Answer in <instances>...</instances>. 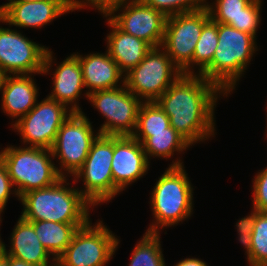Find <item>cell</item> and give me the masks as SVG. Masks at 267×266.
I'll use <instances>...</instances> for the list:
<instances>
[{"label":"cell","mask_w":267,"mask_h":266,"mask_svg":"<svg viewBox=\"0 0 267 266\" xmlns=\"http://www.w3.org/2000/svg\"><path fill=\"white\" fill-rule=\"evenodd\" d=\"M104 225L91 219L78 228L66 250L57 258L61 266H106L115 254L120 240Z\"/></svg>","instance_id":"obj_8"},{"label":"cell","mask_w":267,"mask_h":266,"mask_svg":"<svg viewBox=\"0 0 267 266\" xmlns=\"http://www.w3.org/2000/svg\"><path fill=\"white\" fill-rule=\"evenodd\" d=\"M107 17L120 30L144 40L152 47L162 45L167 16L141 0H123Z\"/></svg>","instance_id":"obj_14"},{"label":"cell","mask_w":267,"mask_h":266,"mask_svg":"<svg viewBox=\"0 0 267 266\" xmlns=\"http://www.w3.org/2000/svg\"><path fill=\"white\" fill-rule=\"evenodd\" d=\"M113 153L114 136L99 134L82 167L73 176L74 183L82 180L84 188L79 191L93 206L107 203L120 194L113 182Z\"/></svg>","instance_id":"obj_6"},{"label":"cell","mask_w":267,"mask_h":266,"mask_svg":"<svg viewBox=\"0 0 267 266\" xmlns=\"http://www.w3.org/2000/svg\"><path fill=\"white\" fill-rule=\"evenodd\" d=\"M105 18L112 30L106 36L107 51L120 70L126 74L144 59L152 46L140 38L123 32L107 16Z\"/></svg>","instance_id":"obj_21"},{"label":"cell","mask_w":267,"mask_h":266,"mask_svg":"<svg viewBox=\"0 0 267 266\" xmlns=\"http://www.w3.org/2000/svg\"><path fill=\"white\" fill-rule=\"evenodd\" d=\"M67 180L62 177L49 187L23 194L19 198L24 207L20 216L27 221L87 223L94 206Z\"/></svg>","instance_id":"obj_2"},{"label":"cell","mask_w":267,"mask_h":266,"mask_svg":"<svg viewBox=\"0 0 267 266\" xmlns=\"http://www.w3.org/2000/svg\"><path fill=\"white\" fill-rule=\"evenodd\" d=\"M2 222V216L0 214V223ZM1 225V224H0ZM1 236H0V255L3 254V251H4V242L1 240Z\"/></svg>","instance_id":"obj_37"},{"label":"cell","mask_w":267,"mask_h":266,"mask_svg":"<svg viewBox=\"0 0 267 266\" xmlns=\"http://www.w3.org/2000/svg\"><path fill=\"white\" fill-rule=\"evenodd\" d=\"M53 53L16 29L0 26V70L5 75L48 74Z\"/></svg>","instance_id":"obj_9"},{"label":"cell","mask_w":267,"mask_h":266,"mask_svg":"<svg viewBox=\"0 0 267 266\" xmlns=\"http://www.w3.org/2000/svg\"><path fill=\"white\" fill-rule=\"evenodd\" d=\"M149 165L142 144L133 136H114L111 169L114 186L120 192L146 175Z\"/></svg>","instance_id":"obj_15"},{"label":"cell","mask_w":267,"mask_h":266,"mask_svg":"<svg viewBox=\"0 0 267 266\" xmlns=\"http://www.w3.org/2000/svg\"><path fill=\"white\" fill-rule=\"evenodd\" d=\"M33 74L6 75L1 90V106L4 113L16 123L37 103L39 88ZM33 78V79H32Z\"/></svg>","instance_id":"obj_18"},{"label":"cell","mask_w":267,"mask_h":266,"mask_svg":"<svg viewBox=\"0 0 267 266\" xmlns=\"http://www.w3.org/2000/svg\"><path fill=\"white\" fill-rule=\"evenodd\" d=\"M70 11L68 0L12 1L0 13V22L9 27L36 29Z\"/></svg>","instance_id":"obj_16"},{"label":"cell","mask_w":267,"mask_h":266,"mask_svg":"<svg viewBox=\"0 0 267 266\" xmlns=\"http://www.w3.org/2000/svg\"><path fill=\"white\" fill-rule=\"evenodd\" d=\"M53 159L51 150L38 147L8 145L0 151L18 200L23 194L49 187L62 178Z\"/></svg>","instance_id":"obj_5"},{"label":"cell","mask_w":267,"mask_h":266,"mask_svg":"<svg viewBox=\"0 0 267 266\" xmlns=\"http://www.w3.org/2000/svg\"><path fill=\"white\" fill-rule=\"evenodd\" d=\"M123 0H68L71 12L82 8L93 7L108 16Z\"/></svg>","instance_id":"obj_32"},{"label":"cell","mask_w":267,"mask_h":266,"mask_svg":"<svg viewBox=\"0 0 267 266\" xmlns=\"http://www.w3.org/2000/svg\"><path fill=\"white\" fill-rule=\"evenodd\" d=\"M91 124L84 112H73L61 125L51 151L53 158L59 161L60 166L56 168L62 177H73L85 162L100 134L94 132Z\"/></svg>","instance_id":"obj_10"},{"label":"cell","mask_w":267,"mask_h":266,"mask_svg":"<svg viewBox=\"0 0 267 266\" xmlns=\"http://www.w3.org/2000/svg\"><path fill=\"white\" fill-rule=\"evenodd\" d=\"M182 159L176 158L158 178L151 191V211L154 221L147 233H160L162 228L178 225L193 214V186Z\"/></svg>","instance_id":"obj_3"},{"label":"cell","mask_w":267,"mask_h":266,"mask_svg":"<svg viewBox=\"0 0 267 266\" xmlns=\"http://www.w3.org/2000/svg\"><path fill=\"white\" fill-rule=\"evenodd\" d=\"M9 2L0 5V13L8 6V4H10L12 2V0H8Z\"/></svg>","instance_id":"obj_39"},{"label":"cell","mask_w":267,"mask_h":266,"mask_svg":"<svg viewBox=\"0 0 267 266\" xmlns=\"http://www.w3.org/2000/svg\"><path fill=\"white\" fill-rule=\"evenodd\" d=\"M54 70L53 90L48 97L64 104L72 112H83L78 102L85 86L78 57L74 53L71 54Z\"/></svg>","instance_id":"obj_19"},{"label":"cell","mask_w":267,"mask_h":266,"mask_svg":"<svg viewBox=\"0 0 267 266\" xmlns=\"http://www.w3.org/2000/svg\"><path fill=\"white\" fill-rule=\"evenodd\" d=\"M144 4L162 11L166 16L191 12L206 7L207 0H141Z\"/></svg>","instance_id":"obj_29"},{"label":"cell","mask_w":267,"mask_h":266,"mask_svg":"<svg viewBox=\"0 0 267 266\" xmlns=\"http://www.w3.org/2000/svg\"><path fill=\"white\" fill-rule=\"evenodd\" d=\"M169 127V117L156 101L142 102L138 111L135 132L166 131Z\"/></svg>","instance_id":"obj_27"},{"label":"cell","mask_w":267,"mask_h":266,"mask_svg":"<svg viewBox=\"0 0 267 266\" xmlns=\"http://www.w3.org/2000/svg\"><path fill=\"white\" fill-rule=\"evenodd\" d=\"M0 266H9V255L5 253L0 255Z\"/></svg>","instance_id":"obj_36"},{"label":"cell","mask_w":267,"mask_h":266,"mask_svg":"<svg viewBox=\"0 0 267 266\" xmlns=\"http://www.w3.org/2000/svg\"><path fill=\"white\" fill-rule=\"evenodd\" d=\"M217 44L218 23L210 18L203 25L201 35L195 46V52L192 58V74L200 75L210 65L217 48ZM196 68H198L197 73L193 70Z\"/></svg>","instance_id":"obj_25"},{"label":"cell","mask_w":267,"mask_h":266,"mask_svg":"<svg viewBox=\"0 0 267 266\" xmlns=\"http://www.w3.org/2000/svg\"><path fill=\"white\" fill-rule=\"evenodd\" d=\"M72 113L70 108L47 96L11 126L25 146L51 150L61 125Z\"/></svg>","instance_id":"obj_13"},{"label":"cell","mask_w":267,"mask_h":266,"mask_svg":"<svg viewBox=\"0 0 267 266\" xmlns=\"http://www.w3.org/2000/svg\"><path fill=\"white\" fill-rule=\"evenodd\" d=\"M174 266H208L206 262L199 258H184L183 260L176 263Z\"/></svg>","instance_id":"obj_34"},{"label":"cell","mask_w":267,"mask_h":266,"mask_svg":"<svg viewBox=\"0 0 267 266\" xmlns=\"http://www.w3.org/2000/svg\"><path fill=\"white\" fill-rule=\"evenodd\" d=\"M261 6L262 0H253L243 9V13L240 16L228 25L239 31L253 35L256 38L257 29L261 23Z\"/></svg>","instance_id":"obj_30"},{"label":"cell","mask_w":267,"mask_h":266,"mask_svg":"<svg viewBox=\"0 0 267 266\" xmlns=\"http://www.w3.org/2000/svg\"><path fill=\"white\" fill-rule=\"evenodd\" d=\"M253 35L218 23V44L210 65L200 74L227 96L236 88L257 49Z\"/></svg>","instance_id":"obj_4"},{"label":"cell","mask_w":267,"mask_h":266,"mask_svg":"<svg viewBox=\"0 0 267 266\" xmlns=\"http://www.w3.org/2000/svg\"><path fill=\"white\" fill-rule=\"evenodd\" d=\"M132 136L142 144L149 162L150 157L167 160L174 152L181 154L192 146L172 126L166 128V131L134 132Z\"/></svg>","instance_id":"obj_23"},{"label":"cell","mask_w":267,"mask_h":266,"mask_svg":"<svg viewBox=\"0 0 267 266\" xmlns=\"http://www.w3.org/2000/svg\"><path fill=\"white\" fill-rule=\"evenodd\" d=\"M5 74L0 70V91L2 90V84L5 78Z\"/></svg>","instance_id":"obj_38"},{"label":"cell","mask_w":267,"mask_h":266,"mask_svg":"<svg viewBox=\"0 0 267 266\" xmlns=\"http://www.w3.org/2000/svg\"><path fill=\"white\" fill-rule=\"evenodd\" d=\"M44 248L52 256V262L66 250L75 231L86 223H58L53 221H30Z\"/></svg>","instance_id":"obj_24"},{"label":"cell","mask_w":267,"mask_h":266,"mask_svg":"<svg viewBox=\"0 0 267 266\" xmlns=\"http://www.w3.org/2000/svg\"><path fill=\"white\" fill-rule=\"evenodd\" d=\"M9 266H35V265L29 264L25 261L9 256Z\"/></svg>","instance_id":"obj_35"},{"label":"cell","mask_w":267,"mask_h":266,"mask_svg":"<svg viewBox=\"0 0 267 266\" xmlns=\"http://www.w3.org/2000/svg\"><path fill=\"white\" fill-rule=\"evenodd\" d=\"M249 266H267V212L252 210L236 223Z\"/></svg>","instance_id":"obj_20"},{"label":"cell","mask_w":267,"mask_h":266,"mask_svg":"<svg viewBox=\"0 0 267 266\" xmlns=\"http://www.w3.org/2000/svg\"><path fill=\"white\" fill-rule=\"evenodd\" d=\"M160 240V233L145 232L133 248L128 266H166Z\"/></svg>","instance_id":"obj_26"},{"label":"cell","mask_w":267,"mask_h":266,"mask_svg":"<svg viewBox=\"0 0 267 266\" xmlns=\"http://www.w3.org/2000/svg\"><path fill=\"white\" fill-rule=\"evenodd\" d=\"M13 187L14 186L12 184L10 176L8 175L7 169L0 160V214L4 212L11 194H14L15 197H18V194Z\"/></svg>","instance_id":"obj_33"},{"label":"cell","mask_w":267,"mask_h":266,"mask_svg":"<svg viewBox=\"0 0 267 266\" xmlns=\"http://www.w3.org/2000/svg\"><path fill=\"white\" fill-rule=\"evenodd\" d=\"M10 249L4 244L3 253L35 266H50V253L44 248L35 233L32 222L19 217L10 236Z\"/></svg>","instance_id":"obj_22"},{"label":"cell","mask_w":267,"mask_h":266,"mask_svg":"<svg viewBox=\"0 0 267 266\" xmlns=\"http://www.w3.org/2000/svg\"><path fill=\"white\" fill-rule=\"evenodd\" d=\"M210 19L206 7L167 16L161 47L183 74H192V58L203 25Z\"/></svg>","instance_id":"obj_11"},{"label":"cell","mask_w":267,"mask_h":266,"mask_svg":"<svg viewBox=\"0 0 267 266\" xmlns=\"http://www.w3.org/2000/svg\"><path fill=\"white\" fill-rule=\"evenodd\" d=\"M222 94L227 97L201 75L182 74L156 102L169 117L170 126L194 146L214 137V110Z\"/></svg>","instance_id":"obj_1"},{"label":"cell","mask_w":267,"mask_h":266,"mask_svg":"<svg viewBox=\"0 0 267 266\" xmlns=\"http://www.w3.org/2000/svg\"><path fill=\"white\" fill-rule=\"evenodd\" d=\"M88 99L106 119L98 130L100 134L111 136L134 134L142 101L125 85L115 89L91 92Z\"/></svg>","instance_id":"obj_12"},{"label":"cell","mask_w":267,"mask_h":266,"mask_svg":"<svg viewBox=\"0 0 267 266\" xmlns=\"http://www.w3.org/2000/svg\"><path fill=\"white\" fill-rule=\"evenodd\" d=\"M252 182V210L267 212V167L258 172Z\"/></svg>","instance_id":"obj_31"},{"label":"cell","mask_w":267,"mask_h":266,"mask_svg":"<svg viewBox=\"0 0 267 266\" xmlns=\"http://www.w3.org/2000/svg\"><path fill=\"white\" fill-rule=\"evenodd\" d=\"M182 74L161 46L152 47L144 59L125 74V86L142 102H153Z\"/></svg>","instance_id":"obj_7"},{"label":"cell","mask_w":267,"mask_h":266,"mask_svg":"<svg viewBox=\"0 0 267 266\" xmlns=\"http://www.w3.org/2000/svg\"><path fill=\"white\" fill-rule=\"evenodd\" d=\"M252 1L253 0H215L210 4L206 2V8L212 20L217 23L228 25L231 21H235L243 13V9Z\"/></svg>","instance_id":"obj_28"},{"label":"cell","mask_w":267,"mask_h":266,"mask_svg":"<svg viewBox=\"0 0 267 266\" xmlns=\"http://www.w3.org/2000/svg\"><path fill=\"white\" fill-rule=\"evenodd\" d=\"M50 266H61L57 261H55V262H53V264L52 265H50Z\"/></svg>","instance_id":"obj_41"},{"label":"cell","mask_w":267,"mask_h":266,"mask_svg":"<svg viewBox=\"0 0 267 266\" xmlns=\"http://www.w3.org/2000/svg\"><path fill=\"white\" fill-rule=\"evenodd\" d=\"M12 1H24V2H29V1H40V0H12Z\"/></svg>","instance_id":"obj_40"},{"label":"cell","mask_w":267,"mask_h":266,"mask_svg":"<svg viewBox=\"0 0 267 266\" xmlns=\"http://www.w3.org/2000/svg\"><path fill=\"white\" fill-rule=\"evenodd\" d=\"M74 54L78 57L81 65L84 86L86 89L88 88L84 93L86 98L91 92L115 89L121 87V84L125 85V74L107 50L104 54L99 52L84 56L78 52Z\"/></svg>","instance_id":"obj_17"}]
</instances>
